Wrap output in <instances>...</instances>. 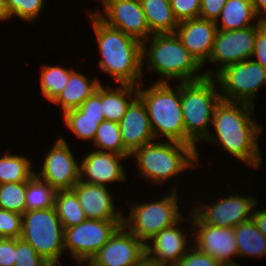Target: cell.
Instances as JSON below:
<instances>
[{"label": "cell", "instance_id": "cell-23", "mask_svg": "<svg viewBox=\"0 0 266 266\" xmlns=\"http://www.w3.org/2000/svg\"><path fill=\"white\" fill-rule=\"evenodd\" d=\"M138 96V86L120 84L112 87L101 83V108L105 120L119 123L130 103Z\"/></svg>", "mask_w": 266, "mask_h": 266}, {"label": "cell", "instance_id": "cell-1", "mask_svg": "<svg viewBox=\"0 0 266 266\" xmlns=\"http://www.w3.org/2000/svg\"><path fill=\"white\" fill-rule=\"evenodd\" d=\"M254 109L248 103L221 100L212 119L216 135L210 132L205 141L220 146L249 168L258 169L263 160L258 144L263 130L254 119Z\"/></svg>", "mask_w": 266, "mask_h": 266}, {"label": "cell", "instance_id": "cell-39", "mask_svg": "<svg viewBox=\"0 0 266 266\" xmlns=\"http://www.w3.org/2000/svg\"><path fill=\"white\" fill-rule=\"evenodd\" d=\"M252 57L257 58V60L253 61L266 68V22L258 24V31Z\"/></svg>", "mask_w": 266, "mask_h": 266}, {"label": "cell", "instance_id": "cell-43", "mask_svg": "<svg viewBox=\"0 0 266 266\" xmlns=\"http://www.w3.org/2000/svg\"><path fill=\"white\" fill-rule=\"evenodd\" d=\"M253 210L251 219L255 223L257 229L266 237V208L263 207L262 210Z\"/></svg>", "mask_w": 266, "mask_h": 266}, {"label": "cell", "instance_id": "cell-42", "mask_svg": "<svg viewBox=\"0 0 266 266\" xmlns=\"http://www.w3.org/2000/svg\"><path fill=\"white\" fill-rule=\"evenodd\" d=\"M15 238H0V266L15 265Z\"/></svg>", "mask_w": 266, "mask_h": 266}, {"label": "cell", "instance_id": "cell-27", "mask_svg": "<svg viewBox=\"0 0 266 266\" xmlns=\"http://www.w3.org/2000/svg\"><path fill=\"white\" fill-rule=\"evenodd\" d=\"M54 207L64 229L77 226L87 219L73 190H58Z\"/></svg>", "mask_w": 266, "mask_h": 266}, {"label": "cell", "instance_id": "cell-7", "mask_svg": "<svg viewBox=\"0 0 266 266\" xmlns=\"http://www.w3.org/2000/svg\"><path fill=\"white\" fill-rule=\"evenodd\" d=\"M20 238L51 266H58L65 247L64 228L55 207L23 213Z\"/></svg>", "mask_w": 266, "mask_h": 266}, {"label": "cell", "instance_id": "cell-48", "mask_svg": "<svg viewBox=\"0 0 266 266\" xmlns=\"http://www.w3.org/2000/svg\"><path fill=\"white\" fill-rule=\"evenodd\" d=\"M6 0H0V9L5 13Z\"/></svg>", "mask_w": 266, "mask_h": 266}, {"label": "cell", "instance_id": "cell-16", "mask_svg": "<svg viewBox=\"0 0 266 266\" xmlns=\"http://www.w3.org/2000/svg\"><path fill=\"white\" fill-rule=\"evenodd\" d=\"M146 254V244L123 225L91 258L96 266H135Z\"/></svg>", "mask_w": 266, "mask_h": 266}, {"label": "cell", "instance_id": "cell-49", "mask_svg": "<svg viewBox=\"0 0 266 266\" xmlns=\"http://www.w3.org/2000/svg\"><path fill=\"white\" fill-rule=\"evenodd\" d=\"M222 266H241L238 263H233V264H222Z\"/></svg>", "mask_w": 266, "mask_h": 266}, {"label": "cell", "instance_id": "cell-30", "mask_svg": "<svg viewBox=\"0 0 266 266\" xmlns=\"http://www.w3.org/2000/svg\"><path fill=\"white\" fill-rule=\"evenodd\" d=\"M92 143L97 151L131 155L122 142L120 125L114 121L101 122Z\"/></svg>", "mask_w": 266, "mask_h": 266}, {"label": "cell", "instance_id": "cell-34", "mask_svg": "<svg viewBox=\"0 0 266 266\" xmlns=\"http://www.w3.org/2000/svg\"><path fill=\"white\" fill-rule=\"evenodd\" d=\"M45 0H6L5 15L9 19L14 15L26 22H33L41 14Z\"/></svg>", "mask_w": 266, "mask_h": 266}, {"label": "cell", "instance_id": "cell-3", "mask_svg": "<svg viewBox=\"0 0 266 266\" xmlns=\"http://www.w3.org/2000/svg\"><path fill=\"white\" fill-rule=\"evenodd\" d=\"M148 39L142 42V64L147 62V71L162 77L157 78L156 82H168L172 79L192 82L206 77L202 71L203 66L182 45L175 33L152 34ZM147 42H150V46Z\"/></svg>", "mask_w": 266, "mask_h": 266}, {"label": "cell", "instance_id": "cell-20", "mask_svg": "<svg viewBox=\"0 0 266 266\" xmlns=\"http://www.w3.org/2000/svg\"><path fill=\"white\" fill-rule=\"evenodd\" d=\"M183 220L163 229L147 242L146 254L150 258L162 265L174 266L187 253L192 245L188 243V232L179 226Z\"/></svg>", "mask_w": 266, "mask_h": 266}, {"label": "cell", "instance_id": "cell-21", "mask_svg": "<svg viewBox=\"0 0 266 266\" xmlns=\"http://www.w3.org/2000/svg\"><path fill=\"white\" fill-rule=\"evenodd\" d=\"M124 147L132 154L136 149L155 141L146 107L137 96L119 122Z\"/></svg>", "mask_w": 266, "mask_h": 266}, {"label": "cell", "instance_id": "cell-5", "mask_svg": "<svg viewBox=\"0 0 266 266\" xmlns=\"http://www.w3.org/2000/svg\"><path fill=\"white\" fill-rule=\"evenodd\" d=\"M172 88L169 82H155L144 89L138 85V97L144 103L156 141L160 137L186 144L181 108L180 82ZM176 88V89H175Z\"/></svg>", "mask_w": 266, "mask_h": 266}, {"label": "cell", "instance_id": "cell-22", "mask_svg": "<svg viewBox=\"0 0 266 266\" xmlns=\"http://www.w3.org/2000/svg\"><path fill=\"white\" fill-rule=\"evenodd\" d=\"M98 78L99 77L87 79L81 72L73 70L62 92L52 103L61 107L62 114L66 111L79 108L101 84Z\"/></svg>", "mask_w": 266, "mask_h": 266}, {"label": "cell", "instance_id": "cell-13", "mask_svg": "<svg viewBox=\"0 0 266 266\" xmlns=\"http://www.w3.org/2000/svg\"><path fill=\"white\" fill-rule=\"evenodd\" d=\"M63 137H58L46 153L42 169L35 174L58 190H72L80 180V164Z\"/></svg>", "mask_w": 266, "mask_h": 266}, {"label": "cell", "instance_id": "cell-12", "mask_svg": "<svg viewBox=\"0 0 266 266\" xmlns=\"http://www.w3.org/2000/svg\"><path fill=\"white\" fill-rule=\"evenodd\" d=\"M209 205L201 203L191 211L205 224L223 228H235L237 225L251 220L253 210L258 204L251 196L226 195ZM204 204V205H203Z\"/></svg>", "mask_w": 266, "mask_h": 266}, {"label": "cell", "instance_id": "cell-2", "mask_svg": "<svg viewBox=\"0 0 266 266\" xmlns=\"http://www.w3.org/2000/svg\"><path fill=\"white\" fill-rule=\"evenodd\" d=\"M92 24L102 59L98 69L112 76L116 83L138 86L142 77V42L87 13Z\"/></svg>", "mask_w": 266, "mask_h": 266}, {"label": "cell", "instance_id": "cell-28", "mask_svg": "<svg viewBox=\"0 0 266 266\" xmlns=\"http://www.w3.org/2000/svg\"><path fill=\"white\" fill-rule=\"evenodd\" d=\"M31 160L27 156L9 152L0 157V185L14 182H27L34 174Z\"/></svg>", "mask_w": 266, "mask_h": 266}, {"label": "cell", "instance_id": "cell-4", "mask_svg": "<svg viewBox=\"0 0 266 266\" xmlns=\"http://www.w3.org/2000/svg\"><path fill=\"white\" fill-rule=\"evenodd\" d=\"M160 141L148 143L131 154V157L135 156L136 166L142 177L161 185L191 167L195 169L199 154L193 146L175 141Z\"/></svg>", "mask_w": 266, "mask_h": 266}, {"label": "cell", "instance_id": "cell-6", "mask_svg": "<svg viewBox=\"0 0 266 266\" xmlns=\"http://www.w3.org/2000/svg\"><path fill=\"white\" fill-rule=\"evenodd\" d=\"M214 77L192 82H180L181 108L186 133V144L193 146L205 140L218 103L222 100ZM211 123V124H210ZM209 129V130H208ZM197 142V143H196Z\"/></svg>", "mask_w": 266, "mask_h": 266}, {"label": "cell", "instance_id": "cell-8", "mask_svg": "<svg viewBox=\"0 0 266 266\" xmlns=\"http://www.w3.org/2000/svg\"><path fill=\"white\" fill-rule=\"evenodd\" d=\"M177 189L174 188L160 200L134 203L130 213L123 217V226L145 244L163 229L178 223L184 216L180 213Z\"/></svg>", "mask_w": 266, "mask_h": 266}, {"label": "cell", "instance_id": "cell-25", "mask_svg": "<svg viewBox=\"0 0 266 266\" xmlns=\"http://www.w3.org/2000/svg\"><path fill=\"white\" fill-rule=\"evenodd\" d=\"M152 34L175 33L178 21L169 0H140Z\"/></svg>", "mask_w": 266, "mask_h": 266}, {"label": "cell", "instance_id": "cell-41", "mask_svg": "<svg viewBox=\"0 0 266 266\" xmlns=\"http://www.w3.org/2000/svg\"><path fill=\"white\" fill-rule=\"evenodd\" d=\"M227 0H201L199 17L206 20L217 21Z\"/></svg>", "mask_w": 266, "mask_h": 266}, {"label": "cell", "instance_id": "cell-31", "mask_svg": "<svg viewBox=\"0 0 266 266\" xmlns=\"http://www.w3.org/2000/svg\"><path fill=\"white\" fill-rule=\"evenodd\" d=\"M62 116L67 128L84 142H93L99 124L105 120V117L85 116L79 108L66 111Z\"/></svg>", "mask_w": 266, "mask_h": 266}, {"label": "cell", "instance_id": "cell-19", "mask_svg": "<svg viewBox=\"0 0 266 266\" xmlns=\"http://www.w3.org/2000/svg\"><path fill=\"white\" fill-rule=\"evenodd\" d=\"M103 185L78 181L72 190L76 193L87 219L123 221V214L115 208L113 194Z\"/></svg>", "mask_w": 266, "mask_h": 266}, {"label": "cell", "instance_id": "cell-26", "mask_svg": "<svg viewBox=\"0 0 266 266\" xmlns=\"http://www.w3.org/2000/svg\"><path fill=\"white\" fill-rule=\"evenodd\" d=\"M234 231L238 257L254 256V258H259L266 255V237L257 229L252 219L237 225Z\"/></svg>", "mask_w": 266, "mask_h": 266}, {"label": "cell", "instance_id": "cell-40", "mask_svg": "<svg viewBox=\"0 0 266 266\" xmlns=\"http://www.w3.org/2000/svg\"><path fill=\"white\" fill-rule=\"evenodd\" d=\"M79 109L85 113V116L104 117L101 108V84L97 90L79 106Z\"/></svg>", "mask_w": 266, "mask_h": 266}, {"label": "cell", "instance_id": "cell-29", "mask_svg": "<svg viewBox=\"0 0 266 266\" xmlns=\"http://www.w3.org/2000/svg\"><path fill=\"white\" fill-rule=\"evenodd\" d=\"M57 190L34 174L26 182V211L43 210L55 206Z\"/></svg>", "mask_w": 266, "mask_h": 266}, {"label": "cell", "instance_id": "cell-44", "mask_svg": "<svg viewBox=\"0 0 266 266\" xmlns=\"http://www.w3.org/2000/svg\"><path fill=\"white\" fill-rule=\"evenodd\" d=\"M258 20L266 22V0H251ZM265 16H264V15Z\"/></svg>", "mask_w": 266, "mask_h": 266}, {"label": "cell", "instance_id": "cell-18", "mask_svg": "<svg viewBox=\"0 0 266 266\" xmlns=\"http://www.w3.org/2000/svg\"><path fill=\"white\" fill-rule=\"evenodd\" d=\"M216 33V22L200 17L180 22L175 30L182 45L203 67L210 57Z\"/></svg>", "mask_w": 266, "mask_h": 266}, {"label": "cell", "instance_id": "cell-17", "mask_svg": "<svg viewBox=\"0 0 266 266\" xmlns=\"http://www.w3.org/2000/svg\"><path fill=\"white\" fill-rule=\"evenodd\" d=\"M131 155H118L110 152L92 150L80 162V181L103 185L125 181L126 173L120 163Z\"/></svg>", "mask_w": 266, "mask_h": 266}, {"label": "cell", "instance_id": "cell-9", "mask_svg": "<svg viewBox=\"0 0 266 266\" xmlns=\"http://www.w3.org/2000/svg\"><path fill=\"white\" fill-rule=\"evenodd\" d=\"M214 78L222 100L254 106L256 94L266 84V68L252 58L225 66Z\"/></svg>", "mask_w": 266, "mask_h": 266}, {"label": "cell", "instance_id": "cell-47", "mask_svg": "<svg viewBox=\"0 0 266 266\" xmlns=\"http://www.w3.org/2000/svg\"><path fill=\"white\" fill-rule=\"evenodd\" d=\"M8 18L6 17L5 13L0 9V21L5 22Z\"/></svg>", "mask_w": 266, "mask_h": 266}, {"label": "cell", "instance_id": "cell-32", "mask_svg": "<svg viewBox=\"0 0 266 266\" xmlns=\"http://www.w3.org/2000/svg\"><path fill=\"white\" fill-rule=\"evenodd\" d=\"M40 72V89L42 95L53 102L65 87L70 73L74 69H68L61 66L44 65Z\"/></svg>", "mask_w": 266, "mask_h": 266}, {"label": "cell", "instance_id": "cell-46", "mask_svg": "<svg viewBox=\"0 0 266 266\" xmlns=\"http://www.w3.org/2000/svg\"><path fill=\"white\" fill-rule=\"evenodd\" d=\"M84 262L86 263V266H96L93 262H91L90 260H82V261H78V265H83Z\"/></svg>", "mask_w": 266, "mask_h": 266}, {"label": "cell", "instance_id": "cell-10", "mask_svg": "<svg viewBox=\"0 0 266 266\" xmlns=\"http://www.w3.org/2000/svg\"><path fill=\"white\" fill-rule=\"evenodd\" d=\"M122 224L123 221L86 219L77 226L65 228V251H70L76 261L91 260Z\"/></svg>", "mask_w": 266, "mask_h": 266}, {"label": "cell", "instance_id": "cell-24", "mask_svg": "<svg viewBox=\"0 0 266 266\" xmlns=\"http://www.w3.org/2000/svg\"><path fill=\"white\" fill-rule=\"evenodd\" d=\"M255 19L256 22H254ZM219 22H222L221 25ZM260 23L251 0H227L216 21V26L217 30H237Z\"/></svg>", "mask_w": 266, "mask_h": 266}, {"label": "cell", "instance_id": "cell-11", "mask_svg": "<svg viewBox=\"0 0 266 266\" xmlns=\"http://www.w3.org/2000/svg\"><path fill=\"white\" fill-rule=\"evenodd\" d=\"M258 25L237 30H217L208 59L219 65L216 71H204L206 77H214L225 66L252 58Z\"/></svg>", "mask_w": 266, "mask_h": 266}, {"label": "cell", "instance_id": "cell-36", "mask_svg": "<svg viewBox=\"0 0 266 266\" xmlns=\"http://www.w3.org/2000/svg\"><path fill=\"white\" fill-rule=\"evenodd\" d=\"M22 214L0 208V238H20Z\"/></svg>", "mask_w": 266, "mask_h": 266}, {"label": "cell", "instance_id": "cell-33", "mask_svg": "<svg viewBox=\"0 0 266 266\" xmlns=\"http://www.w3.org/2000/svg\"><path fill=\"white\" fill-rule=\"evenodd\" d=\"M26 182L0 185V208L16 213L26 212Z\"/></svg>", "mask_w": 266, "mask_h": 266}, {"label": "cell", "instance_id": "cell-35", "mask_svg": "<svg viewBox=\"0 0 266 266\" xmlns=\"http://www.w3.org/2000/svg\"><path fill=\"white\" fill-rule=\"evenodd\" d=\"M15 254L14 266H51L30 244L21 238H15Z\"/></svg>", "mask_w": 266, "mask_h": 266}, {"label": "cell", "instance_id": "cell-45", "mask_svg": "<svg viewBox=\"0 0 266 266\" xmlns=\"http://www.w3.org/2000/svg\"><path fill=\"white\" fill-rule=\"evenodd\" d=\"M135 266H165L150 258L147 254Z\"/></svg>", "mask_w": 266, "mask_h": 266}, {"label": "cell", "instance_id": "cell-14", "mask_svg": "<svg viewBox=\"0 0 266 266\" xmlns=\"http://www.w3.org/2000/svg\"><path fill=\"white\" fill-rule=\"evenodd\" d=\"M190 213L191 232H195L193 246L216 259L221 264L237 263L238 255L234 228H223L203 223L192 211Z\"/></svg>", "mask_w": 266, "mask_h": 266}, {"label": "cell", "instance_id": "cell-38", "mask_svg": "<svg viewBox=\"0 0 266 266\" xmlns=\"http://www.w3.org/2000/svg\"><path fill=\"white\" fill-rule=\"evenodd\" d=\"M174 266H222V264L192 245Z\"/></svg>", "mask_w": 266, "mask_h": 266}, {"label": "cell", "instance_id": "cell-50", "mask_svg": "<svg viewBox=\"0 0 266 266\" xmlns=\"http://www.w3.org/2000/svg\"><path fill=\"white\" fill-rule=\"evenodd\" d=\"M115 1H123V0H100V2H115Z\"/></svg>", "mask_w": 266, "mask_h": 266}, {"label": "cell", "instance_id": "cell-15", "mask_svg": "<svg viewBox=\"0 0 266 266\" xmlns=\"http://www.w3.org/2000/svg\"><path fill=\"white\" fill-rule=\"evenodd\" d=\"M102 10L90 13L97 15L107 25L144 42L151 35L140 0L100 2ZM104 14V15H103Z\"/></svg>", "mask_w": 266, "mask_h": 266}, {"label": "cell", "instance_id": "cell-37", "mask_svg": "<svg viewBox=\"0 0 266 266\" xmlns=\"http://www.w3.org/2000/svg\"><path fill=\"white\" fill-rule=\"evenodd\" d=\"M172 12L178 23L198 18L201 0H169Z\"/></svg>", "mask_w": 266, "mask_h": 266}]
</instances>
